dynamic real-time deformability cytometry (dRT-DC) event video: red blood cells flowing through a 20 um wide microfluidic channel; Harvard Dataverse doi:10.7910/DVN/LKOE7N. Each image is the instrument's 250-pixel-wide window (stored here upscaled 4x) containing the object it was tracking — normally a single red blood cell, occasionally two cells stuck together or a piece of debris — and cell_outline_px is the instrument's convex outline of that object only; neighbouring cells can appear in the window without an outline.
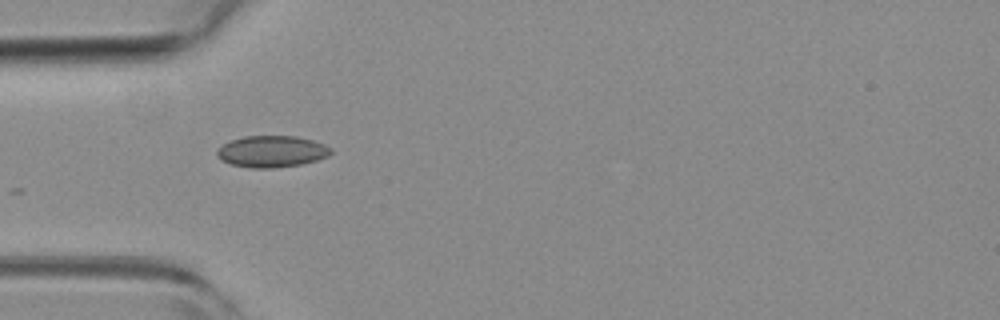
{"species": "common noctule bat (a hibernating species)", "species_latin": "Nyctalus noctula", "temperature_condition": "room temperature", "stored_images_in_passage": 3, "camera_frame_rate_fps": 3000, "um_per_image_px": 0.085, "animal": {"sex": "female", "body_mass_g": 19.3, "forearm_length_mm": 54.1}, "frame": {"image": 1, "passage_image": 1, "time_ms": 0.0, "image_size_px": [1000, 320], "cell_outline_px": [[332, 152], [328, 156], [316, 160], [300, 164], [272, 168], [248, 168], [232, 164], [220, 160], [216, 156], [216, 152], [224, 144], [232, 140], [244, 136], [296, 136], [312, 140], [324, 144], [332, 148]], "centroid_in_image_um": [23.1, 12.88], "position_along_channel_um": 61.9, "area_um2": 20.87}}
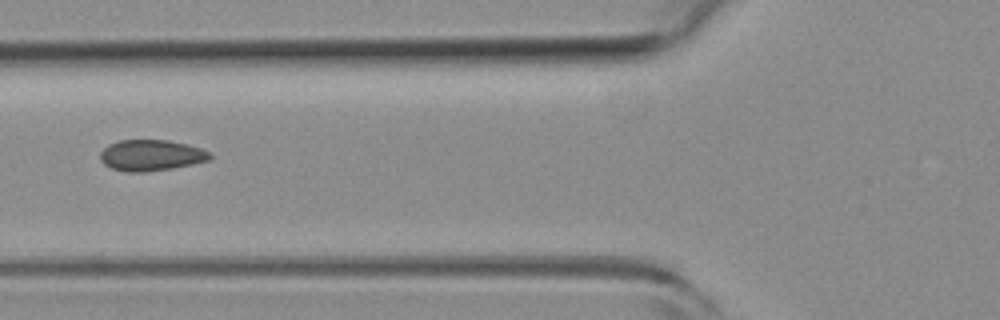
{"frame": {"image": 2, "passage_image": 2, "time_ms": 0.333, "image_size_px": [1000, 320], "cell_outline_px": [[212, 160], [172, 168], [144, 172], [124, 172], [112, 168], [104, 164], [100, 160], [100, 152], [108, 144], [120, 140], [168, 140], [188, 144], [200, 148], [208, 152], [212, 156]], "centroid_in_image_um": [12.84, 13.2], "position_along_channel_um": 113.0, "area_um2": 19.94}}
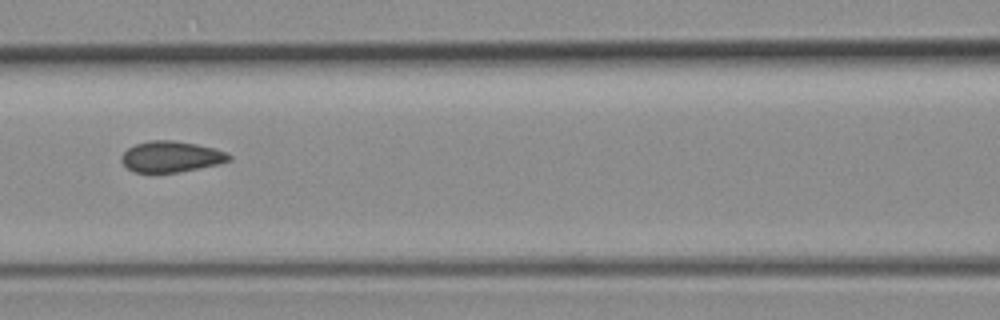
{"frame": {"image": 3, "passage_image": 3, "time_ms": 0.667, "image_size_px": [1000, 320], "cell_outline_px": [[232, 160], [220, 164], [180, 172], [132, 172], [120, 160], [120, 156], [128, 148], [136, 144], [148, 140], [172, 140], [196, 144], [216, 148], [228, 152], [232, 156]], "centroid_in_image_um": [14.58, 13.31], "position_along_channel_um": 152.0, "area_um2": 19.65}}